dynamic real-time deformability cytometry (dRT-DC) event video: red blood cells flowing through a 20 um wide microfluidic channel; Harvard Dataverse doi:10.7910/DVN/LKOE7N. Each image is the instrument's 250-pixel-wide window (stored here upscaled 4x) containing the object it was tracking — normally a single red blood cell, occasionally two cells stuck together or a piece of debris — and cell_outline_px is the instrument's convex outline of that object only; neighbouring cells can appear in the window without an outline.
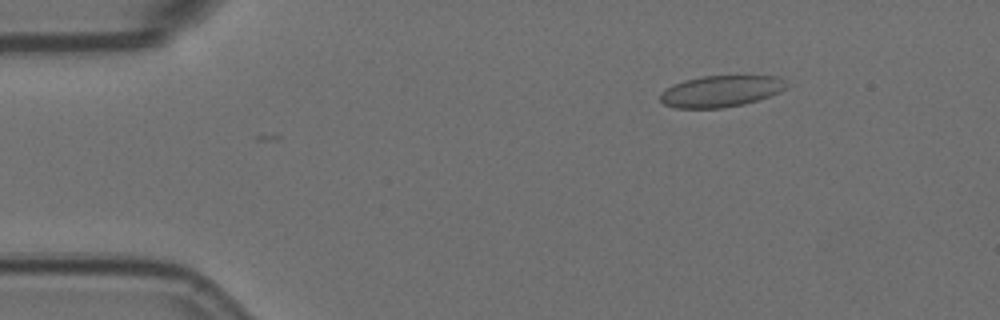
{"species": "Egyptian fruit bat (a non-hibernating species)", "species_latin": "Rousettus aegyptiacus", "temperature_condition": "room temperature", "stored_images_in_passage": 4, "camera_frame_rate_fps": 3000, "um_per_image_px": 0.085, "animal": {"sex": "female"}, "frame": {"image": 1, "passage_image": 2, "time_ms": 0.333, "image_size_px": [1000, 320], "cell_outline_px": [[788, 88], [780, 92], [744, 104], [720, 108], [676, 108], [664, 104], [660, 100], [660, 92], [672, 84], [684, 80], [700, 76], [780, 76], [784, 80]], "centroid_in_image_um": [61.25, 7.75], "position_along_channel_um": 23.7, "area_um2": 23.18}}